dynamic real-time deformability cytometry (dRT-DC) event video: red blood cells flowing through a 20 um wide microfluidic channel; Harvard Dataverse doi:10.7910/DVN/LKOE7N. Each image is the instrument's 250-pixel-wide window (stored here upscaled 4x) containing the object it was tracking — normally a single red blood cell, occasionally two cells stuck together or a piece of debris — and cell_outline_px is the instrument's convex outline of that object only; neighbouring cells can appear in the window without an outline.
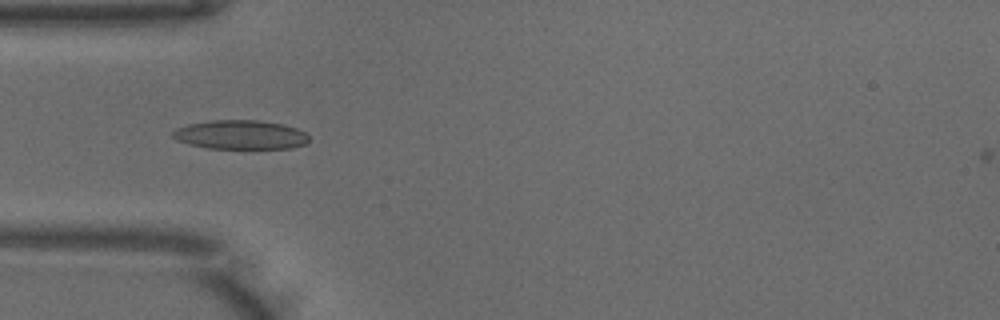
{"species": "common noctule bat (a hibernating species)", "species_latin": "Nyctalus noctula", "temperature_condition": "warm", "stored_images_in_passage": 36, "camera_frame_rate_fps": 3000, "um_per_image_px": 0.085, "animal": {"sex": "male", "body_mass_g": 18.8}, "frame": {"image": 1, "passage_image": 1, "time_ms": 0.0, "image_size_px": [1000, 320], "cell_outline_px": [[308, 140], [304, 144], [292, 148], [208, 148], [176, 140], [172, 136], [172, 132], [176, 128], [188, 124], [212, 120], [256, 120], [284, 124], [296, 128], [304, 132], [308, 136]], "centroid_in_image_um": [20.44, 11.44], "position_along_channel_um": 64.6, "area_um2": 22.89}}
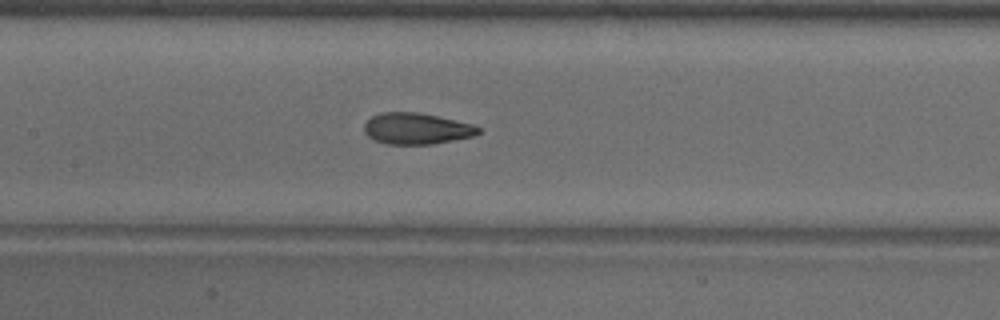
{"frame": {"image": 2, "passage_image": 9, "time_ms": 2.667, "image_size_px": [1000, 320], "cell_outline_px": [[480, 132], [472, 136], [432, 144], [388, 144], [372, 140], [364, 132], [364, 124], [372, 116], [380, 112], [416, 112], [436, 116], [472, 124], [480, 128]], "centroid_in_image_um": [35.35, 10.93], "position_along_channel_um": 172.0, "area_um2": 20.63}}
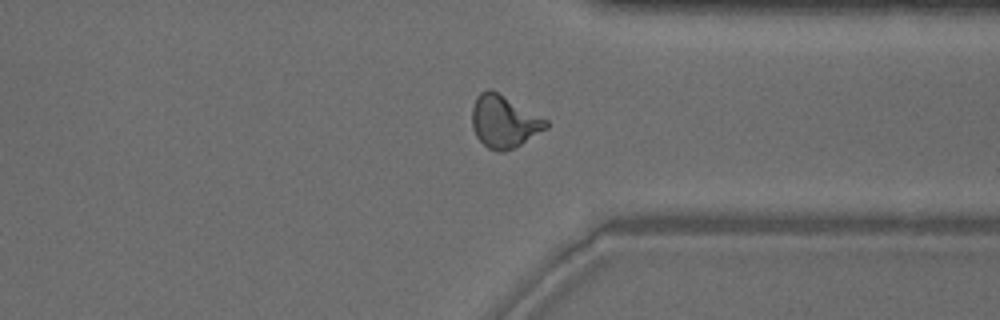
{"frame": {"image": 3, "passage_image": 24, "time_ms": 7.667, "image_size_px": [1000, 320], "cell_outline_px": [[548, 128], [516, 148], [504, 152], [500, 152], [488, 148], [476, 136], [472, 128], [472, 108], [476, 96], [480, 92], [488, 88], [496, 92], [548, 120]], "centroid_in_image_um": [42.84, 10.36], "position_along_channel_um": 368.6, "area_um2": 22.54}, "authors_computed_cell_mechanics": {"area_um2": 21.3282, "velocity_mm_per_s": 3.9836, "shape_relaxation_time_tau1_ms": 4.7224, "shape_relaxation_time_tau2_ms": 1.3153, "deformation_change_tau1": 0.1731, "deformation_change_tau2": 0.0851}}